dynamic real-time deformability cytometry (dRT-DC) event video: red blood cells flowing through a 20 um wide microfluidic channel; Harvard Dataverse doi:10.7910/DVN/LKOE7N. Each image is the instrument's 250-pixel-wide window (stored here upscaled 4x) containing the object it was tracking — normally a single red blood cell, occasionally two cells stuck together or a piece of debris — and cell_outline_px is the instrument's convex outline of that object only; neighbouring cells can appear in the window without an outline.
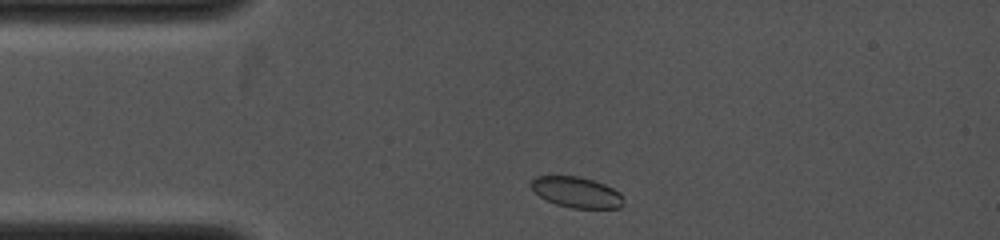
{"species": "common noctule bat (a hibernating species)", "species_latin": "Nyctalus noctula", "temperature_condition": "cold", "stored_images_in_passage": 8, "camera_frame_rate_fps": 4000, "um_per_image_px": 0.085, "animal": {"sex": "female", "body_mass_g": 19.0, "forearm_length_mm": 53.3}, "frame": {"image": 1, "passage_image": 1, "time_ms": 0.0, "image_size_px": [1000, 240], "cell_outline_px": [[624, 204], [620, 208], [572, 208], [556, 204], [540, 196], [528, 184], [536, 176], [580, 176], [604, 184], [620, 192], [624, 200]], "centroid_in_image_um": [49.03, 16.34], "position_along_channel_um": 36.0, "area_um2": 16.53}}
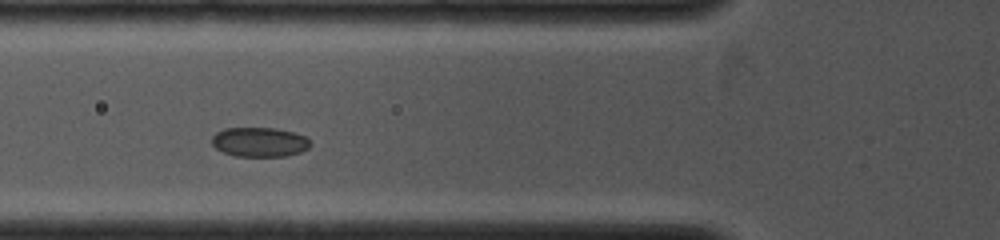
{"frame": {"image": 2, "passage_image": 4, "time_ms": 2.0, "image_size_px": [1000, 240], "cell_outline_px": [[312, 144], [308, 148], [300, 152], [288, 156], [236, 156], [224, 152], [216, 148], [212, 144], [212, 136], [216, 132], [224, 128], [276, 128], [308, 136], [312, 140]], "centroid_in_image_um": [22.1, 12.07], "position_along_channel_um": 103.7, "area_um2": 17.11}}
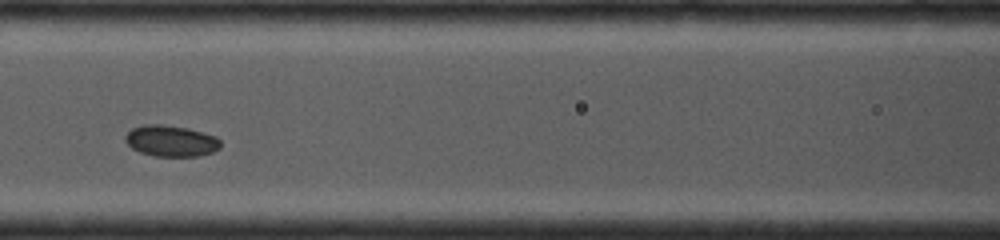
{"frame": {"image": 3, "passage_image": 7, "time_ms": 3.0, "image_size_px": [1000, 240], "cell_outline_px": [[220, 148], [212, 152], [200, 156], [152, 156], [140, 152], [132, 148], [124, 140], [124, 136], [132, 128], [144, 124], [160, 124], [188, 128], [216, 136], [220, 140]], "centroid_in_image_um": [14.52, 11.98], "position_along_channel_um": 152.1, "area_um2": 17.4}}